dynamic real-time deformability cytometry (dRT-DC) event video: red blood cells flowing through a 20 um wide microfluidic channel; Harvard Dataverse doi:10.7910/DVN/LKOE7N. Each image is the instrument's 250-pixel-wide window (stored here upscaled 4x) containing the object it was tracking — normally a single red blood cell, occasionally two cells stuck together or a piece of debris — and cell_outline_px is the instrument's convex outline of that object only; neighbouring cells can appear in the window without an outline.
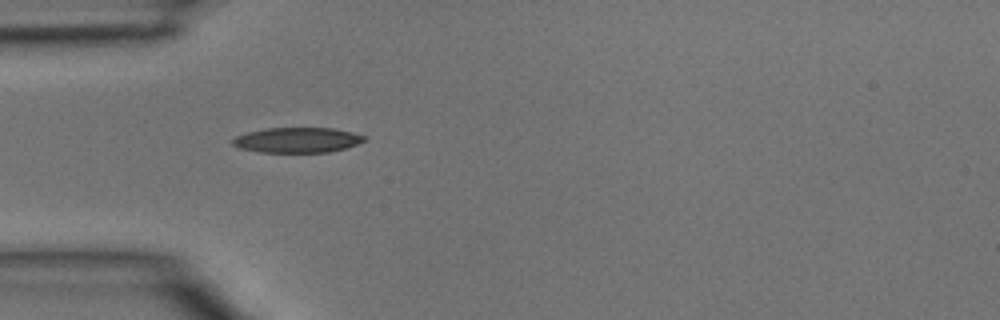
{"species": "common noctule bat (a hibernating species)", "species_latin": "Nyctalus noctula", "temperature_condition": "room temperature", "stored_images_in_passage": 2, "camera_frame_rate_fps": 3000, "um_per_image_px": 0.085, "animal": {"sex": "male", "body_mass_g": 15.6}, "frame": {"image": 1, "passage_image": 1, "time_ms": 0.0, "image_size_px": [1000, 320], "cell_outline_px": [[364, 140], [356, 144], [344, 148], [328, 152], [260, 152], [240, 148], [232, 144], [232, 140], [236, 136], [248, 132], [268, 128], [332, 128], [352, 132], [364, 136]], "centroid_in_image_um": [25.24, 11.9], "position_along_channel_um": 59.8, "area_um2": 19.02}}